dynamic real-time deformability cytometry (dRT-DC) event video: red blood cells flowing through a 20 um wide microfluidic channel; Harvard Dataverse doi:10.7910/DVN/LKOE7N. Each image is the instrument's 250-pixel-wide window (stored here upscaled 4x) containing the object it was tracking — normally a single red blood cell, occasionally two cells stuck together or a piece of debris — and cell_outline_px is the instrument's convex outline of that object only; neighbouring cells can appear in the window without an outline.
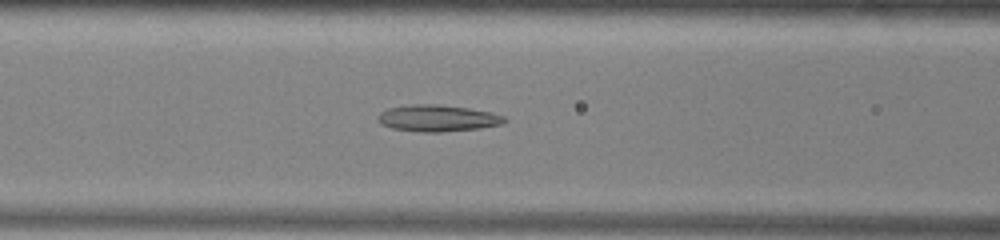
{"species": "common noctule bat (a hibernating species)", "species_latin": "Nyctalus noctula", "temperature_condition": "warm", "stored_images_in_passage": 43, "camera_frame_rate_fps": 3000, "um_per_image_px": 0.085, "animal": {"sex": "male", "body_mass_g": 13.0, "forearm_length_mm": 53.1}, "frame": {"image": 1, "passage_image": 12, "time_ms": 3.667, "image_size_px": [1000, 240], "cell_outline_px": [[508, 120], [500, 124], [480, 128], [440, 132], [420, 132], [392, 128], [380, 124], [376, 120], [376, 116], [380, 112], [388, 108], [412, 104], [440, 104], [468, 108], [492, 112], [504, 116]], "centroid_in_image_um": [37.16, 10.04], "position_along_channel_um": 129.4, "area_um2": 19.77}}
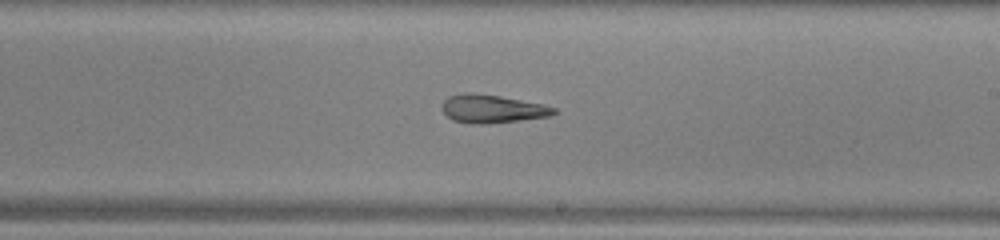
{"frame": {"image": 2, "passage_image": 21, "time_ms": 6.667, "image_size_px": [1000, 240], "cell_outline_px": [[556, 112], [552, 116], [484, 124], [468, 124], [452, 120], [440, 108], [444, 100], [448, 96], [464, 92], [472, 92], [500, 96], [544, 104], [556, 108]], "centroid_in_image_um": [41.81, 9.24], "position_along_channel_um": 247.2, "area_um2": 18.55}}
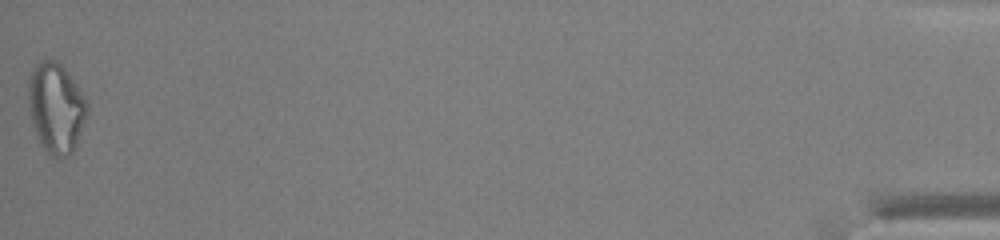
{"frame": {"image": 3, "passage_image": 43, "time_ms": 14.0, "image_size_px": [1000, 240], "cell_outline_px": [[88, 116], [76, 144], [72, 152], [68, 156], [52, 156], [44, 148], [32, 124], [28, 108], [28, 80], [32, 68], [40, 60], [56, 60], [68, 72], [84, 96], [88, 104]], "centroid_in_image_um": [4.76, 9.14], "position_along_channel_um": 430.4, "area_um2": 30.87}, "authors_computed_cell_mechanics": {"area_um2": 20.5768, "velocity_mm_per_s": 3.9346, "shape_relaxation_time_tau1_ms": 9.809, "shape_relaxation_time_tau2_ms": 5.5696, "deformation_change_tau1": 0.2368, "deformation_change_tau2": 0.1922}}